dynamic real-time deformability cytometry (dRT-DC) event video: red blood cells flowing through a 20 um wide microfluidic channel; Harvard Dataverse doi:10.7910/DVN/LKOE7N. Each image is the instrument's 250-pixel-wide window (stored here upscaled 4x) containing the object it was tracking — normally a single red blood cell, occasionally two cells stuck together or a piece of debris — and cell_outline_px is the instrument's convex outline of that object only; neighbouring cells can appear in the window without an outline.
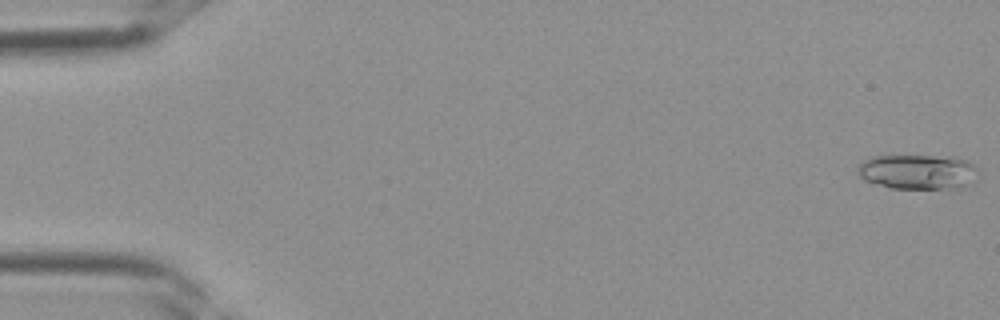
{"species": "Egyptian fruit bat (a non-hibernating species)", "species_latin": "Rousettus aegyptiacus", "temperature_condition": "room temperature", "stored_images_in_passage": 37, "camera_frame_rate_fps": 3000, "um_per_image_px": 0.085, "frame": {"image": 1, "passage_image": 1, "time_ms": 0.0, "image_size_px": [1000, 320], "cell_outline_px": [[976, 168], [972, 184], [960, 188], [888, 188], [864, 180], [856, 172], [860, 164], [864, 160], [872, 156], [892, 152], [952, 156], [964, 160], [972, 164]], "centroid_in_image_um": [77.93, 14.54], "position_along_channel_um": 7.1, "area_um2": 25.55}}
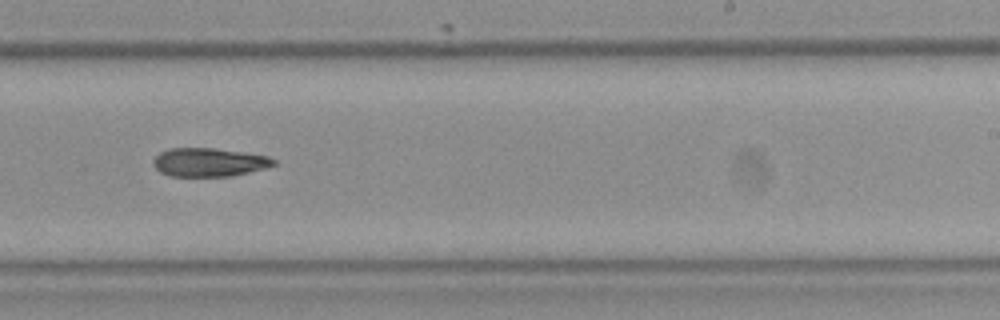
{"frame": {"image": 2, "passage_image": 23, "time_ms": 7.333, "image_size_px": [1000, 320], "cell_outline_px": [[276, 164], [268, 168], [232, 176], [168, 176], [160, 172], [152, 164], [152, 160], [160, 152], [168, 148], [212, 148], [268, 156], [276, 160]], "centroid_in_image_um": [17.76, 13.8], "position_along_channel_um": 271.2, "area_um2": 20.11}}
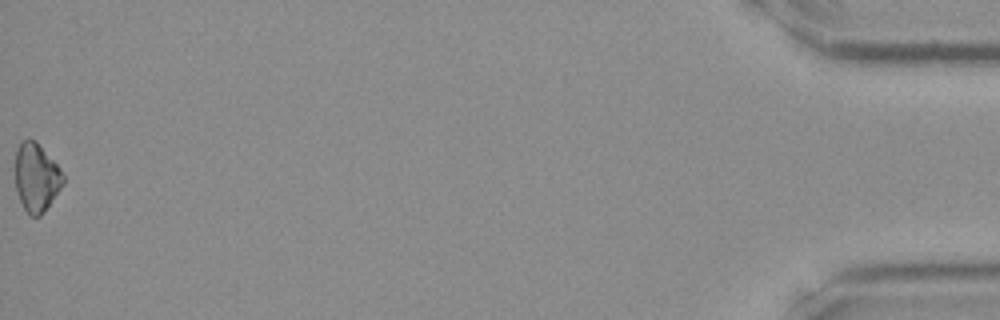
{"frame": {"image": 3, "passage_image": 37, "time_ms": 12.0, "image_size_px": [1000, 320], "cell_outline_px": [[64, 184], [44, 212], [40, 216], [32, 216], [24, 208], [16, 192], [16, 148], [20, 140], [36, 140], [60, 168], [64, 176]], "centroid_in_image_um": [3.1, 15.07], "position_along_channel_um": 432.1, "area_um2": 19.07}}